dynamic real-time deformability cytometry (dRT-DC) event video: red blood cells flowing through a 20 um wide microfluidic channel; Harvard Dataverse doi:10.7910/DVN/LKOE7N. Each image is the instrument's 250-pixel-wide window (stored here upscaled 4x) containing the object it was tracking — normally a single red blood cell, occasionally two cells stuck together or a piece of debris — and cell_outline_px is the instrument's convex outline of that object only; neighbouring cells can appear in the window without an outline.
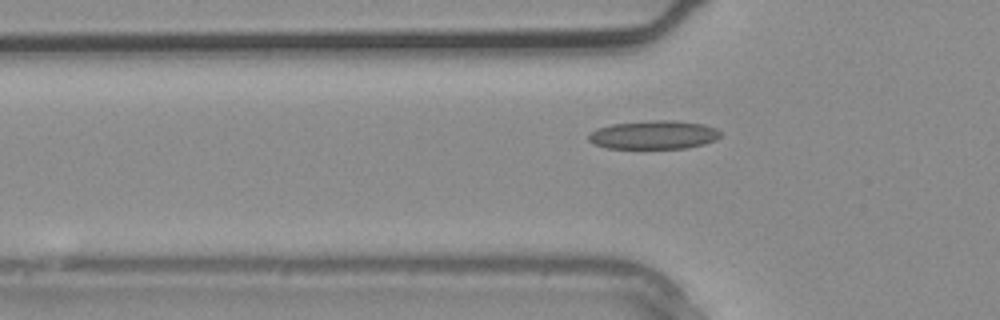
{"species": "common noctule bat (a hibernating species)", "species_latin": "Nyctalus noctula", "temperature_condition": "warm", "stored_images_in_passage": 3, "camera_frame_rate_fps": 3000, "um_per_image_px": 0.085, "animal": {"sex": "male", "body_mass_g": 20.4}, "frame": {"image": 1, "passage_image": 3, "time_ms": 0.667, "image_size_px": [1000, 320], "cell_outline_px": [[720, 136], [716, 140], [704, 144], [688, 148], [608, 148], [592, 144], [588, 140], [588, 136], [596, 128], [612, 124], [656, 120], [672, 120], [704, 124], [716, 128], [720, 132]], "centroid_in_image_um": [55.57, 11.46], "position_along_channel_um": 70.2, "area_um2": 21.96}}